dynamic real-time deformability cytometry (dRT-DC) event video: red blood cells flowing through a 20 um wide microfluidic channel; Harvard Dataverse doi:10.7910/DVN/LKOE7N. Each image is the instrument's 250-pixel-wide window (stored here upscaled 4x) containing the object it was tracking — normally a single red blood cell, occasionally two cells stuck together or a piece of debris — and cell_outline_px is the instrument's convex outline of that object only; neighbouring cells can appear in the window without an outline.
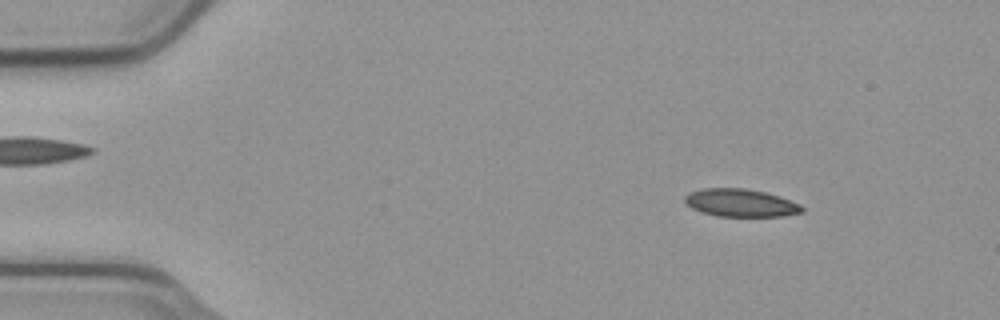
{"species": "common noctule bat (a hibernating species)", "species_latin": "Nyctalus noctula", "temperature_condition": "cold", "stored_images_in_passage": 55, "camera_frame_rate_fps": 3000, "um_per_image_px": 0.085, "animal": {"sex": "male", "body_mass_g": 23.1, "forearm_length_mm": 52.7}, "frame": {"image": 1, "passage_image": 7, "time_ms": 2.0, "image_size_px": [1000, 320], "cell_outline_px": [[804, 212], [784, 216], [716, 216], [700, 212], [692, 208], [684, 200], [684, 196], [692, 192], [704, 188], [744, 188], [768, 192], [780, 196], [800, 204], [804, 208]], "centroid_in_image_um": [62.99, 17.24], "position_along_channel_um": 22.0, "area_um2": 19.07}}
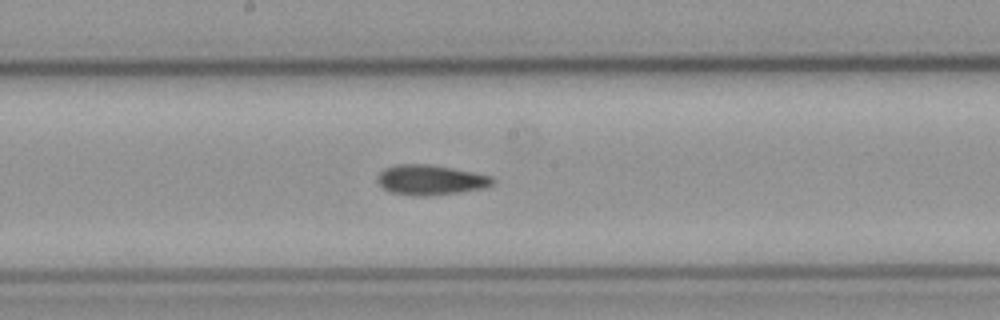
{"frame": {"image": 2, "passage_image": 29, "time_ms": 9.333, "image_size_px": [1000, 320], "cell_outline_px": [[496, 180], [492, 184], [484, 188], [460, 192], [428, 196], [412, 196], [388, 192], [376, 180], [376, 176], [384, 168], [396, 164], [428, 164], [452, 168], [492, 176]], "centroid_in_image_um": [36.56, 15.3], "position_along_channel_um": 211.6, "area_um2": 20.35}}
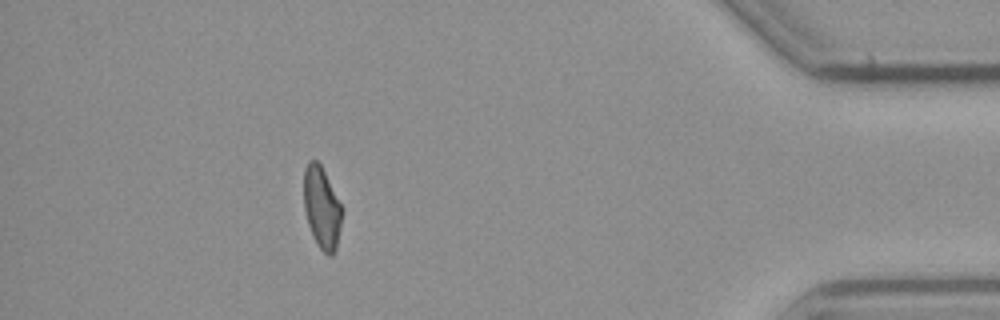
{"frame": {"image": 3, "passage_image": 49, "time_ms": 16.0, "image_size_px": [1000, 320], "cell_outline_px": [[344, 212], [336, 252], [332, 256], [328, 256], [320, 248], [308, 224], [304, 208], [304, 168], [308, 160], [316, 160], [320, 164], [344, 208]], "centroid_in_image_um": [27.39, 17.66], "position_along_channel_um": 407.8, "area_um2": 18.5}, "authors_computed_cell_mechanics": {"area_um2": 19.5942, "velocity_mm_per_s": 3.7409, "shape_relaxation_time_tau1_ms": null, "shape_relaxation_time_tau2_ms": 4.5527, "deformation_change_tau1": null, "deformation_change_tau2": 0.0983}}